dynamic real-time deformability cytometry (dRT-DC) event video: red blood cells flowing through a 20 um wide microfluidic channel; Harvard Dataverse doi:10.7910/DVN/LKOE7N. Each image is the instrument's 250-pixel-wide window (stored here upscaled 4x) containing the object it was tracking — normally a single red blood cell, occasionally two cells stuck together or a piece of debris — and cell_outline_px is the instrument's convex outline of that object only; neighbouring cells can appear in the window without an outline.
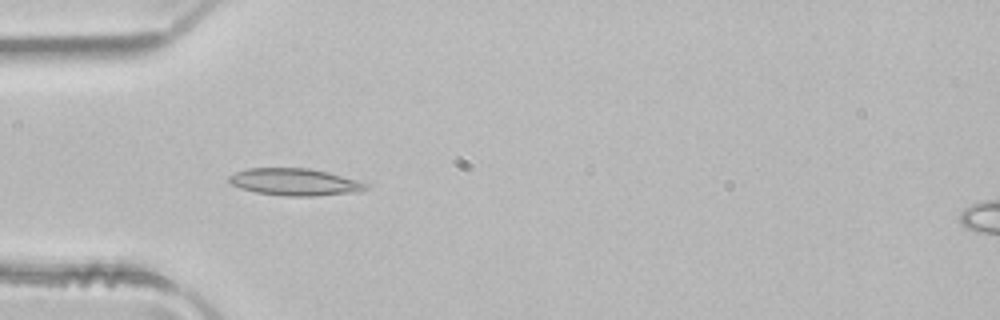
{"species": "common noctule bat (a hibernating species)", "species_latin": "Nyctalus noctula", "temperature_condition": "room temperature", "stored_images_in_passage": 4, "camera_frame_rate_fps": 3000, "um_per_image_px": 0.085, "animal": {"sex": "male", "body_mass_g": 21.5, "forearm_length_mm": 52.0}, "frame": {"image": 1, "passage_image": 4, "time_ms": 1.0, "image_size_px": [1000, 320], "cell_outline_px": [[368, 188], [356, 192], [312, 196], [284, 196], [256, 192], [240, 188], [232, 184], [228, 180], [228, 176], [236, 172], [248, 168], [308, 168], [328, 172], [356, 180], [368, 184]], "centroid_in_image_um": [25.03, 15.47], "position_along_channel_um": 60.0, "area_um2": 21.44}}